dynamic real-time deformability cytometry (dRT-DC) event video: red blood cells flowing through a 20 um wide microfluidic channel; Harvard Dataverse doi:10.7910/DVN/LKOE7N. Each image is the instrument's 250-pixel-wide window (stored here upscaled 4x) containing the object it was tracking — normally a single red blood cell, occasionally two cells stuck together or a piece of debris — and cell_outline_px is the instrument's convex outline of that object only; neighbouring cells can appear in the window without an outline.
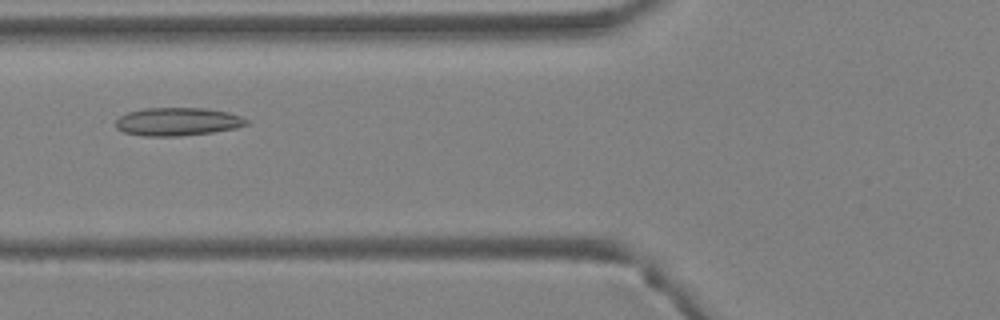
{"species": "Egyptian fruit bat (a non-hibernating species)", "species_latin": "Rousettus aegyptiacus", "temperature_condition": "warm", "stored_images_in_passage": 36, "camera_frame_rate_fps": 3000, "um_per_image_px": 0.085, "animal": {"sex": "female"}, "frame": {"image": 1, "passage_image": 12, "time_ms": 3.667, "image_size_px": [1000, 320], "cell_outline_px": [[248, 124], [236, 128], [212, 132], [180, 136], [144, 136], [124, 132], [116, 128], [116, 120], [120, 116], [128, 112], [144, 108], [204, 108], [228, 112], [240, 116], [248, 120]], "centroid_in_image_um": [15.09, 10.34], "position_along_channel_um": 110.7, "area_um2": 21.39}}
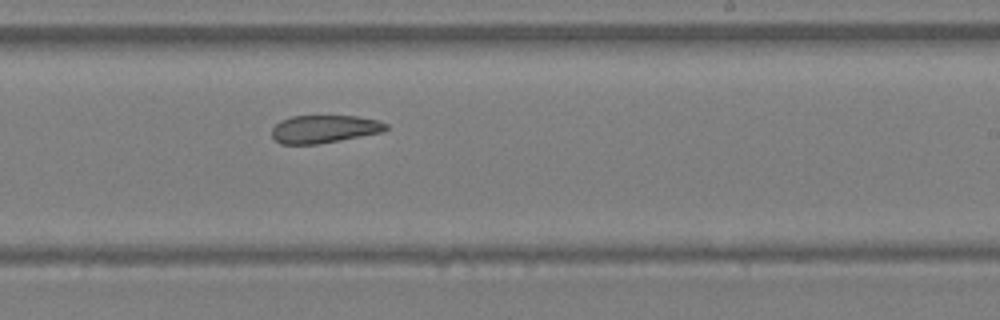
{"frame": {"image": 2, "passage_image": 21, "time_ms": 6.667, "image_size_px": [1000, 320], "cell_outline_px": [[388, 128], [380, 132], [340, 140], [316, 144], [280, 144], [272, 136], [272, 128], [280, 120], [292, 116], [356, 116], [380, 120], [388, 124]], "centroid_in_image_um": [27.55, 10.96], "position_along_channel_um": 261.5, "area_um2": 18.44}}
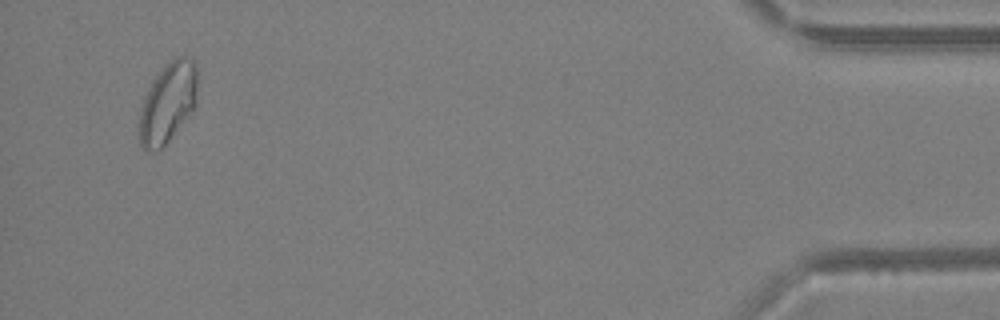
{"frame": {"image": 3, "passage_image": 35, "time_ms": 11.333, "image_size_px": [1000, 320], "cell_outline_px": [[196, 104], [168, 140], [156, 152], [144, 148], [140, 144], [140, 112], [144, 96], [152, 80], [164, 64], [176, 56], [188, 56], [196, 60]], "centroid_in_image_um": [14.26, 8.65], "position_along_channel_um": 420.9, "area_um2": 26.82}}